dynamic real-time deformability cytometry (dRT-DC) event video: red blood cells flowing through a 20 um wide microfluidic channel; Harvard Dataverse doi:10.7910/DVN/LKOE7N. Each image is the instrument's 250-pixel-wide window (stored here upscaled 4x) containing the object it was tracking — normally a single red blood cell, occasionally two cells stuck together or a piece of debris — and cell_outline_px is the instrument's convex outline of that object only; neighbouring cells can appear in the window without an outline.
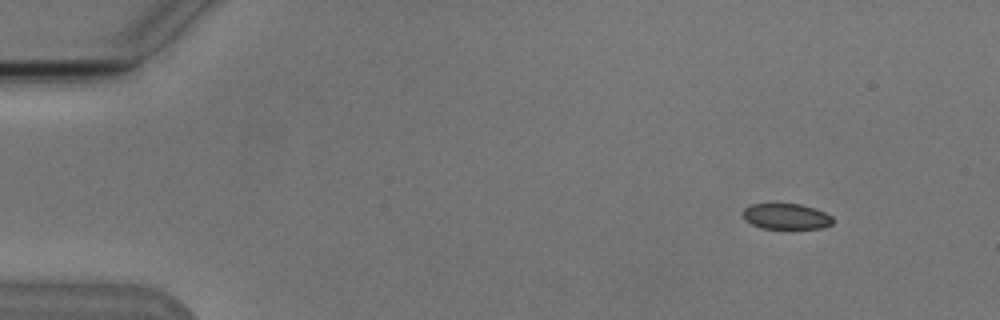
{"species": "Egyptian fruit bat (a non-hibernating species)", "species_latin": "Rousettus aegyptiacus", "temperature_condition": "cold", "stored_images_in_passage": 5, "camera_frame_rate_fps": 3000, "um_per_image_px": 0.085, "animal": {"sex": "male"}, "frame": {"image": 1, "passage_image": 1, "time_ms": 0.0, "image_size_px": [1000, 320], "cell_outline_px": [[832, 224], [824, 228], [764, 228], [752, 224], [744, 220], [740, 212], [744, 208], [752, 204], [800, 204], [824, 212], [832, 216]], "centroid_in_image_um": [66.78, 18.39], "position_along_channel_um": 18.2, "area_um2": 13.41}}